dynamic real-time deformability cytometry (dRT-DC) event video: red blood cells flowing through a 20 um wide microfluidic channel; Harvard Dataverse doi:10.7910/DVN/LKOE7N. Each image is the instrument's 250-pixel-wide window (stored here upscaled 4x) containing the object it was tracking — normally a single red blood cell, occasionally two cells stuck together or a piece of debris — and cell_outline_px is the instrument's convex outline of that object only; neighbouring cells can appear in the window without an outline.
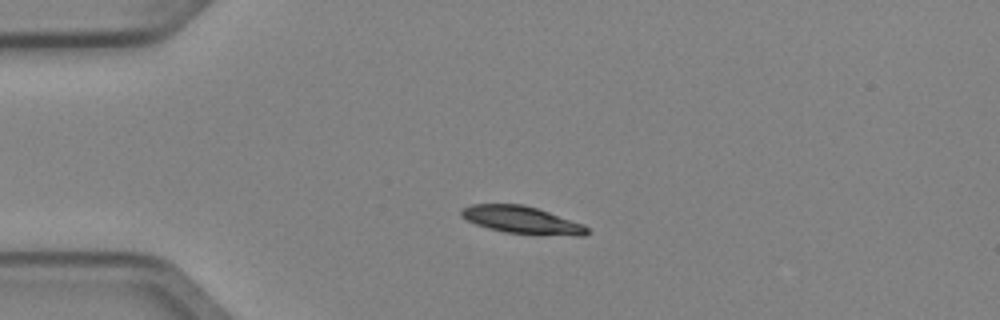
{"species": "Egyptian fruit bat (a non-hibernating species)", "species_latin": "Rousettus aegyptiacus", "temperature_condition": "cold", "stored_images_in_passage": 3, "camera_frame_rate_fps": 3000, "um_per_image_px": 0.085, "animal": {"sex": "female"}, "frame": {"image": 1, "passage_image": 2, "time_ms": 0.333, "image_size_px": [1000, 320], "cell_outline_px": [[588, 232], [584, 236], [576, 236], [504, 232], [488, 228], [476, 224], [460, 216], [460, 212], [464, 208], [472, 204], [520, 204], [536, 208], [584, 224], [588, 228]], "centroid_in_image_um": [44.36, 18.7], "position_along_channel_um": 40.6, "area_um2": 19.77}}